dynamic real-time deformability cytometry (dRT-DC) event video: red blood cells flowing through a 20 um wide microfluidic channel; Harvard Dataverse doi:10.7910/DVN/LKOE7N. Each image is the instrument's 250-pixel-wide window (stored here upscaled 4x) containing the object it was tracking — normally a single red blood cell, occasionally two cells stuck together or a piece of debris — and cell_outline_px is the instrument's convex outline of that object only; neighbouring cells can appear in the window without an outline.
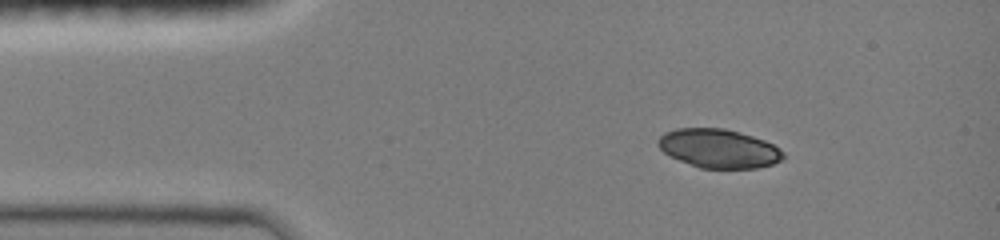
{"species": "common noctule bat (a hibernating species)", "species_latin": "Nyctalus noctula", "temperature_condition": "room temperature", "stored_images_in_passage": 3, "camera_frame_rate_fps": 3000, "um_per_image_px": 0.085, "animal": {"sex": "female", "body_mass_g": 19.0, "forearm_length_mm": 51.5}, "frame": {"image": 1, "passage_image": 1, "time_ms": 0.0, "image_size_px": [1000, 240], "cell_outline_px": [[784, 160], [772, 164], [756, 168], [700, 168], [680, 160], [664, 152], [656, 144], [660, 136], [664, 132], [676, 128], [724, 128], [740, 132], [764, 140], [780, 148], [784, 152]], "centroid_in_image_um": [61.11, 12.61], "position_along_channel_um": 23.9, "area_um2": 28.32}}